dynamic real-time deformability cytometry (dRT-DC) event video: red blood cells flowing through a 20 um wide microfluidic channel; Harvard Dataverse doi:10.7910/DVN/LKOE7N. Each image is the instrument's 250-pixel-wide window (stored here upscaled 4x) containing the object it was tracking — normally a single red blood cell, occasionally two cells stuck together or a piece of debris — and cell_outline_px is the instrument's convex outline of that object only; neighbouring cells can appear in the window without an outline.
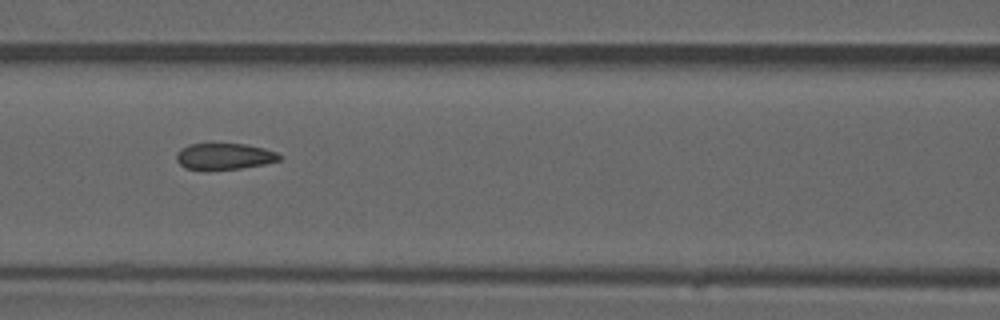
{"species": "common noctule bat (a hibernating species)", "species_latin": "Nyctalus noctula", "temperature_condition": "warm", "stored_images_in_passage": 51, "camera_frame_rate_fps": 3000, "um_per_image_px": 0.085, "animal": {"sex": "male", "forearm_length_mm": 52.5}, "frame": {"image": 1, "passage_image": 22, "time_ms": 7.0, "image_size_px": [1000, 320], "cell_outline_px": [[284, 156], [280, 160], [264, 164], [240, 168], [208, 172], [184, 168], [176, 160], [176, 152], [180, 148], [188, 144], [244, 144], [264, 148], [276, 152]], "centroid_in_image_um": [19.02, 13.32], "position_along_channel_um": 147.6, "area_um2": 16.3}, "authors_computed_cell_mechanics": {"area_um2": 16.7042, "velocity_mm_per_s": 4.0047, "shape_relaxation_time_tau1_ms": null, "shape_relaxation_time_tau2_ms": 1.2135, "deformation_change_tau1": null, "deformation_change_tau2": 0.0647}}